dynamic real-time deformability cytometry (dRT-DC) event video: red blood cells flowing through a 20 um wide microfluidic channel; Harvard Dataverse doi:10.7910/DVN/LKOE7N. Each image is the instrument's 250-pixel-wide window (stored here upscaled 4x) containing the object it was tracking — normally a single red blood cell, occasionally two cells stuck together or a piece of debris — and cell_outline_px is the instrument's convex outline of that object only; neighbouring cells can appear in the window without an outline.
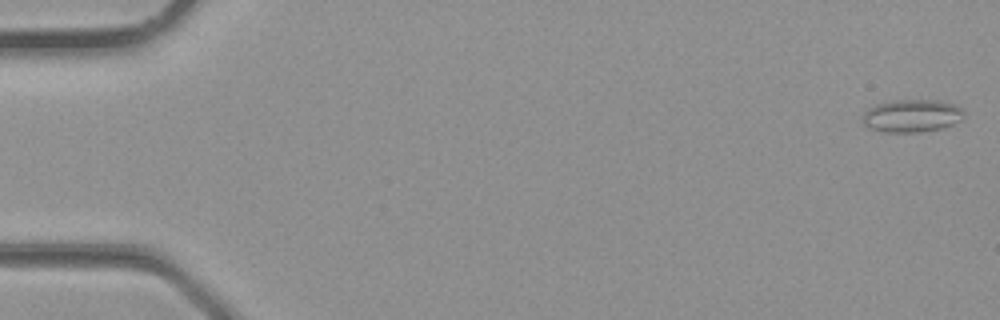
{"species": "common noctule bat (a hibernating species)", "species_latin": "Nyctalus noctula", "temperature_condition": "room temperature", "stored_images_in_passage": 7, "camera_frame_rate_fps": 3000, "um_per_image_px": 0.085, "animal": {"sex": "male", "body_mass_g": 23.1, "forearm_length_mm": 52.7}, "frame": {"image": 1, "passage_image": 1, "time_ms": 0.0, "image_size_px": [1000, 320], "cell_outline_px": [[964, 116], [960, 120], [952, 124], [940, 128], [920, 132], [888, 132], [868, 128], [860, 120], [864, 112], [868, 108], [876, 104], [896, 100], [940, 100], [956, 104], [964, 112]], "centroid_in_image_um": [77.48, 9.83], "position_along_channel_um": 7.5, "area_um2": 19.42}}